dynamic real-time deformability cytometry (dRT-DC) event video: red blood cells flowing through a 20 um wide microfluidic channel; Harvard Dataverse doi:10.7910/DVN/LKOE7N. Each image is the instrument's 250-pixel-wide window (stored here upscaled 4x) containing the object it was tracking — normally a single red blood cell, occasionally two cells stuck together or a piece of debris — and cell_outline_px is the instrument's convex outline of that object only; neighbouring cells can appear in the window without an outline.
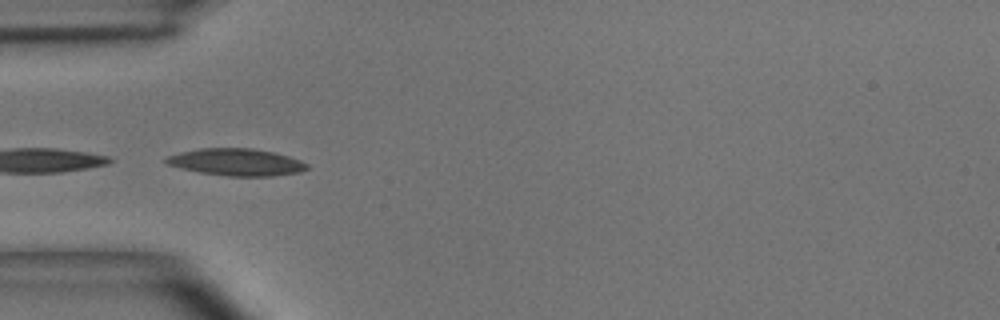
{"species": "common noctule bat (a hibernating species)", "species_latin": "Nyctalus noctula", "temperature_condition": "room temperature", "stored_images_in_passage": 5, "camera_frame_rate_fps": 3000, "um_per_image_px": 0.085, "animal": {"sex": "male", "body_mass_g": 15.6}, "frame": {"image": 1, "passage_image": 4, "time_ms": 1.0, "image_size_px": [1000, 320], "cell_outline_px": [[308, 168], [300, 172], [272, 176], [228, 176], [200, 172], [168, 164], [164, 160], [168, 156], [180, 152], [200, 148], [252, 148], [276, 152], [300, 160], [308, 164]], "centroid_in_image_um": [20.14, 13.77], "position_along_channel_um": 64.9, "area_um2": 22.08}}
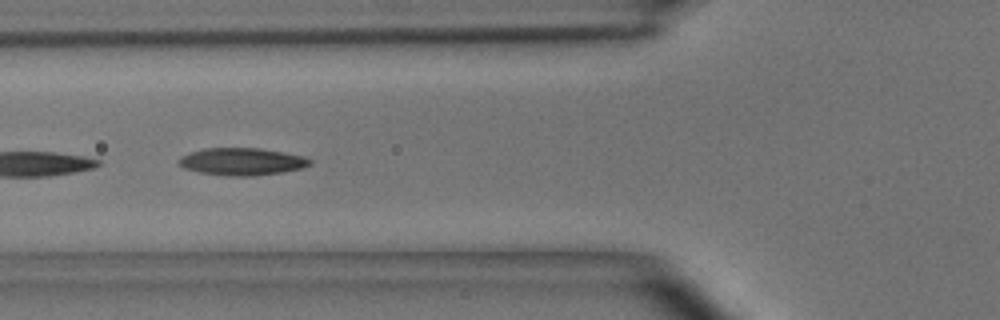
{"frame": {"image": 2, "passage_image": 5, "time_ms": 1.333, "image_size_px": [1000, 320], "cell_outline_px": [[312, 164], [304, 168], [284, 172], [252, 176], [228, 176], [200, 172], [184, 168], [176, 164], [180, 156], [204, 148], [260, 148], [308, 156], [312, 160]], "centroid_in_image_um": [20.62, 13.73], "position_along_channel_um": 105.2, "area_um2": 21.21}}